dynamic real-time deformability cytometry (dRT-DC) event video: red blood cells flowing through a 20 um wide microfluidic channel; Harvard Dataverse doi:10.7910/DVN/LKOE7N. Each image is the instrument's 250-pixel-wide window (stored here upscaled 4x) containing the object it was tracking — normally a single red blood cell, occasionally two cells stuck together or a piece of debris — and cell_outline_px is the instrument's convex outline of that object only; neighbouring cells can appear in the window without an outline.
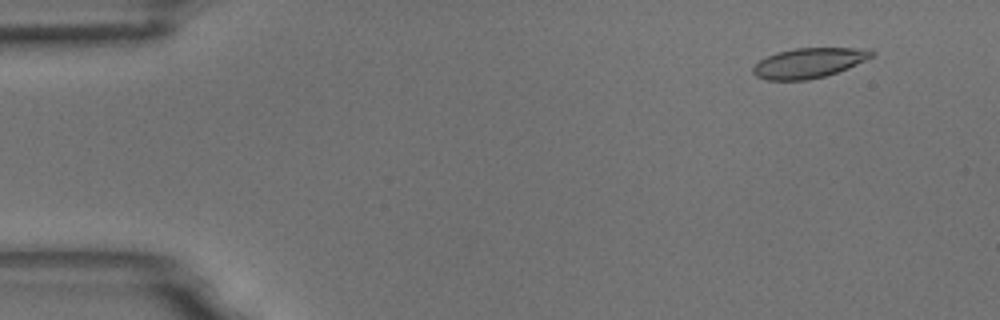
{"species": "common noctule bat (a hibernating species)", "species_latin": "Nyctalus noctula", "temperature_condition": "room temperature", "stored_images_in_passage": 56, "camera_frame_rate_fps": 3000, "um_per_image_px": 0.085, "animal": {"sex": "male", "body_mass_g": 18.8}, "frame": {"image": 1, "passage_image": 5, "time_ms": 1.333, "image_size_px": [1000, 320], "cell_outline_px": [[876, 52], [872, 56], [848, 68], [824, 76], [808, 80], [764, 80], [756, 76], [752, 72], [752, 68], [760, 60], [776, 52], [792, 48], [872, 48]], "centroid_in_image_um": [68.75, 5.34], "position_along_channel_um": 16.3, "area_um2": 20.75}}
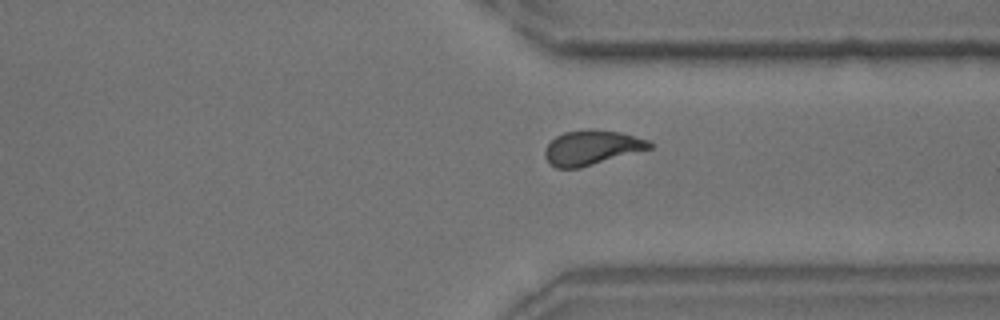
{"frame": {"image": 2, "passage_image": 42, "time_ms": 13.667, "image_size_px": [1000, 320], "cell_outline_px": [[652, 148], [580, 168], [556, 168], [544, 156], [544, 152], [548, 144], [556, 136], [564, 132], [592, 128], [620, 132], [648, 140], [652, 144]], "centroid_in_image_um": [50.29, 12.54], "position_along_channel_um": 361.1, "area_um2": 21.04}}
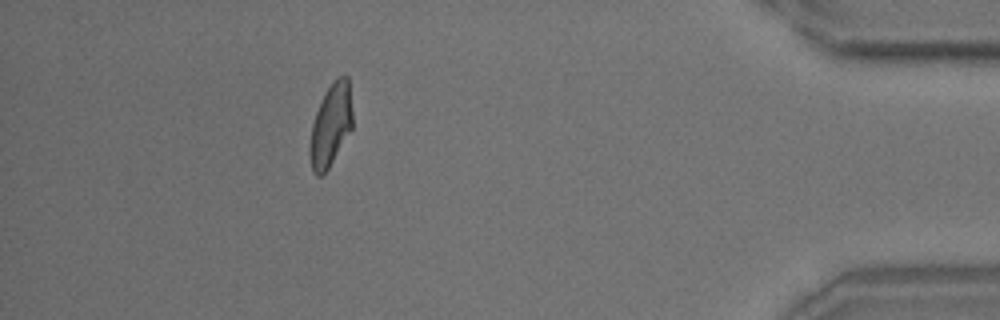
{"frame": {"image": 3, "passage_image": 50, "time_ms": 16.333, "image_size_px": [1000, 320], "cell_outline_px": [[352, 128], [324, 176], [316, 176], [312, 172], [308, 152], [308, 148], [312, 124], [316, 112], [324, 92], [336, 76], [348, 76], [352, 112]], "centroid_in_image_um": [28.09, 10.67], "position_along_channel_um": 407.1, "area_um2": 20.81}, "authors_computed_cell_mechanics": {"area_um2": 21.1837, "velocity_mm_per_s": 3.6198, "shape_relaxation_time_tau1_ms": 7.2139, "shape_relaxation_time_tau2_ms": 1.6323, "deformation_change_tau1": 0.2234, "deformation_change_tau2": 0.0914}}